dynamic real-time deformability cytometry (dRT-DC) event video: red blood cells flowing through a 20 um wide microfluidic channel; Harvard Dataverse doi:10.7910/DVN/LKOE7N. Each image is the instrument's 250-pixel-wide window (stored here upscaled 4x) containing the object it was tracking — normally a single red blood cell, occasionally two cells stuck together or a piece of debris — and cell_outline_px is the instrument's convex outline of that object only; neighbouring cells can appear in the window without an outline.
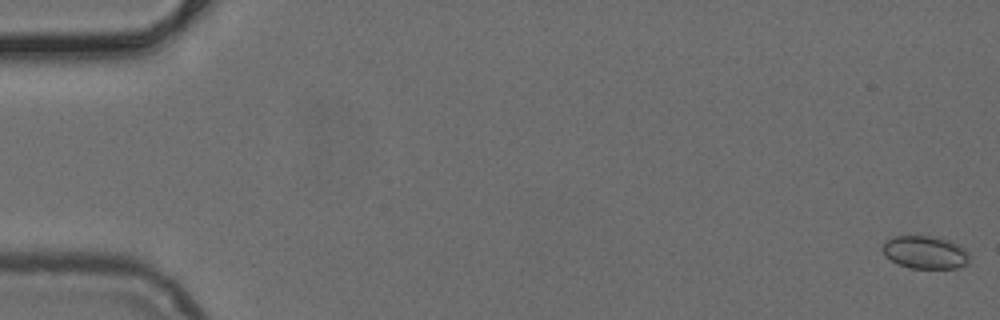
{"species": "common noctule bat (a hibernating species)", "species_latin": "Nyctalus noctula", "temperature_condition": "cold", "stored_images_in_passage": 31, "camera_frame_rate_fps": 3000, "um_per_image_px": 0.085, "animal": {"sex": "female", "body_mass_g": 24.6, "forearm_length_mm": 56.2}, "frame": {"image": 1, "passage_image": 1, "time_ms": 0.0, "image_size_px": [1000, 320], "cell_outline_px": [[972, 256], [968, 264], [960, 268], [912, 268], [896, 264], [884, 256], [880, 248], [892, 236], [932, 236], [952, 240], [964, 248]], "centroid_in_image_um": [78.67, 21.45], "position_along_channel_um": 6.3, "area_um2": 17.11}}
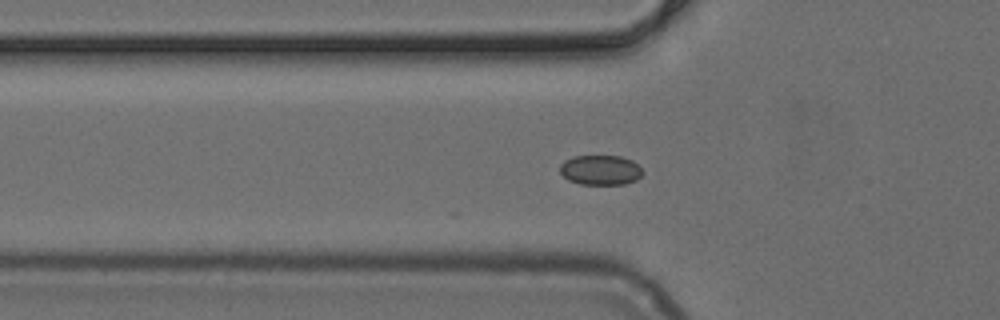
{"frame": {"image": 2, "passage_image": 18, "time_ms": 5.667, "image_size_px": [1000, 320], "cell_outline_px": [[644, 172], [636, 180], [624, 184], [580, 184], [568, 180], [560, 172], [560, 164], [564, 160], [572, 156], [620, 156], [632, 160]], "centroid_in_image_um": [51.02, 14.45], "position_along_channel_um": 74.8, "area_um2": 14.39}}
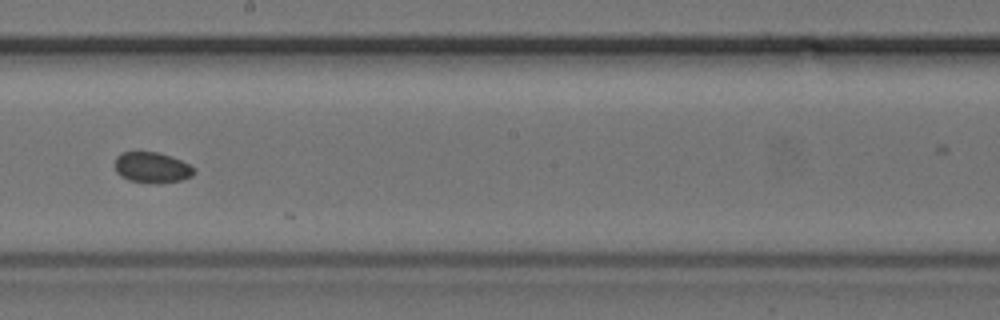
{"frame": {"image": 3, "passage_image": 30, "time_ms": 9.667, "image_size_px": [1000, 320], "cell_outline_px": [[196, 172], [192, 176], [180, 180], [156, 184], [152, 184], [128, 180], [120, 176], [116, 172], [116, 156], [120, 152], [156, 152], [172, 156], [196, 168]], "centroid_in_image_um": [12.93, 14.25], "position_along_channel_um": 235.3, "area_um2": 14.33}}